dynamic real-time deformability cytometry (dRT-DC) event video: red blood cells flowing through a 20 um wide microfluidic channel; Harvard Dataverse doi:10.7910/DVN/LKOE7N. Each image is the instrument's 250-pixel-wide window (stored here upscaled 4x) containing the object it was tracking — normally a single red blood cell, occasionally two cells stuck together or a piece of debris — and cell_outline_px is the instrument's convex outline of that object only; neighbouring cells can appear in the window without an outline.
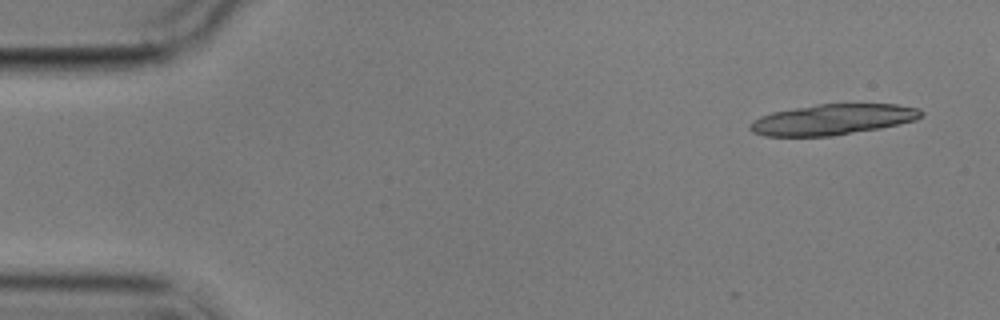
{"species": "common noctule bat (a hibernating species)", "species_latin": "Nyctalus noctula", "temperature_condition": "cold", "stored_images_in_passage": 4, "camera_frame_rate_fps": 3000, "um_per_image_px": 0.085, "animal": {"sex": "male", "body_mass_g": 17.9}, "frame": {"image": 1, "passage_image": 1, "time_ms": 0.0, "image_size_px": [1000, 320], "cell_outline_px": [[924, 116], [916, 120], [880, 128], [832, 136], [764, 136], [752, 132], [748, 128], [748, 124], [752, 120], [760, 116], [772, 112], [792, 108], [816, 104], [896, 104], [920, 108], [924, 112]], "centroid_in_image_um": [70.76, 10.15], "position_along_channel_um": 14.2, "area_um2": 30.87}}